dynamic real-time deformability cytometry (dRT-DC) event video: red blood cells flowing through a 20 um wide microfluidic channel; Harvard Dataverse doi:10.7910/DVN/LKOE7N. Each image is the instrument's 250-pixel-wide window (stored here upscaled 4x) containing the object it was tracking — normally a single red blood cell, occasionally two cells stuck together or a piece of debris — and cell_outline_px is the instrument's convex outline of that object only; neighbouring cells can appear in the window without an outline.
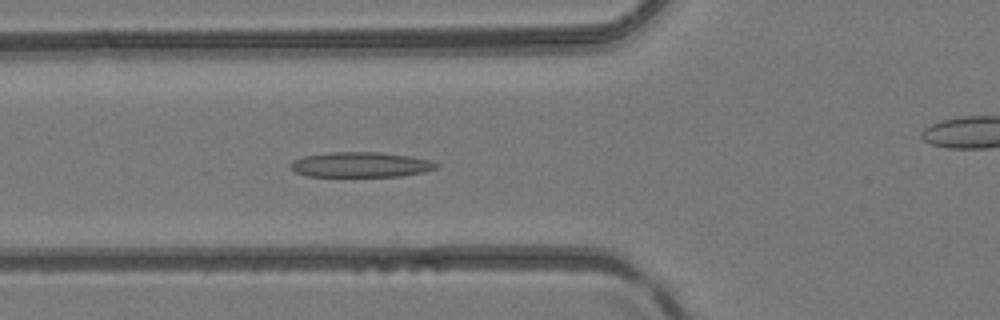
{"species": "common noctule bat (a hibernating species)", "species_latin": "Nyctalus noctula", "temperature_condition": "room temperature", "stored_images_in_passage": 48, "camera_frame_rate_fps": 3000, "um_per_image_px": 0.085, "animal": {"sex": "female", "body_mass_g": 24.6, "forearm_length_mm": 56.2}, "frame": {"image": 1, "passage_image": 17, "time_ms": 5.333, "image_size_px": [1000, 320], "cell_outline_px": [[440, 164], [436, 168], [424, 172], [400, 176], [308, 176], [296, 172], [288, 164], [292, 160], [304, 156], [328, 152], [380, 152], [412, 156], [428, 160]], "centroid_in_image_um": [30.65, 13.99], "position_along_channel_um": 95.2, "area_um2": 21.39}}
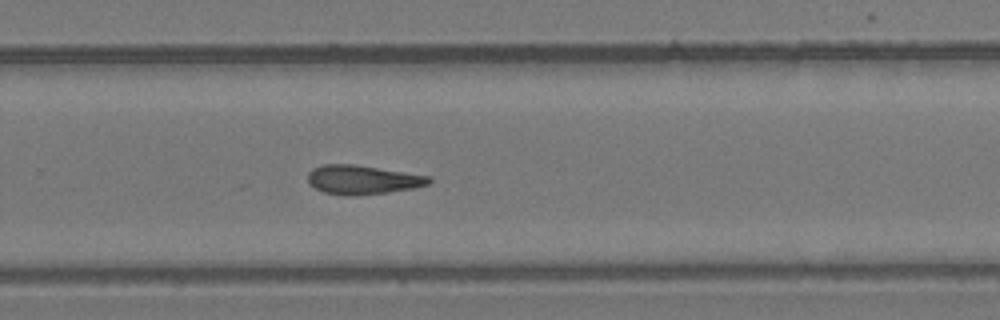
{"frame": {"image": 2, "passage_image": 31, "time_ms": 10.0, "image_size_px": [1000, 320], "cell_outline_px": [[432, 180], [428, 184], [416, 188], [388, 192], [356, 196], [348, 196], [324, 192], [316, 188], [308, 180], [308, 172], [312, 168], [324, 164], [352, 164], [432, 176]], "centroid_in_image_um": [30.85, 15.28], "position_along_channel_um": 299.0, "area_um2": 20.52}}
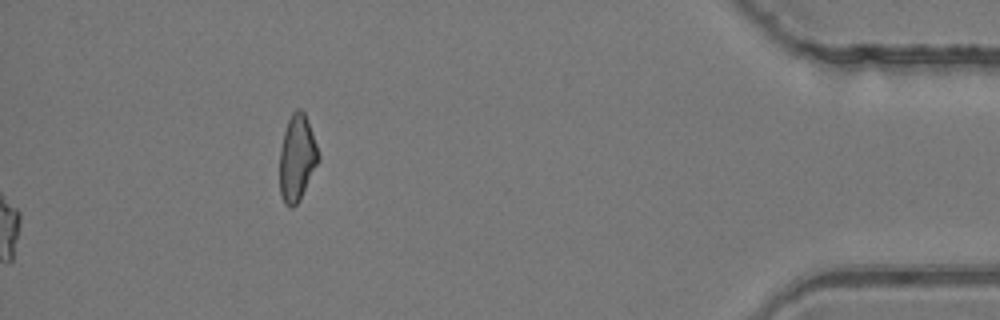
{"frame": {"image": 3, "passage_image": 48, "time_ms": 15.667, "image_size_px": [1000, 320], "cell_outline_px": [[320, 160], [300, 200], [292, 208], [288, 208], [284, 204], [280, 192], [280, 148], [284, 132], [288, 120], [292, 112], [296, 108], [300, 108], [304, 112], [316, 144], [320, 156]], "centroid_in_image_um": [25.25, 13.46], "position_along_channel_um": 410.0, "area_um2": 19.54}}